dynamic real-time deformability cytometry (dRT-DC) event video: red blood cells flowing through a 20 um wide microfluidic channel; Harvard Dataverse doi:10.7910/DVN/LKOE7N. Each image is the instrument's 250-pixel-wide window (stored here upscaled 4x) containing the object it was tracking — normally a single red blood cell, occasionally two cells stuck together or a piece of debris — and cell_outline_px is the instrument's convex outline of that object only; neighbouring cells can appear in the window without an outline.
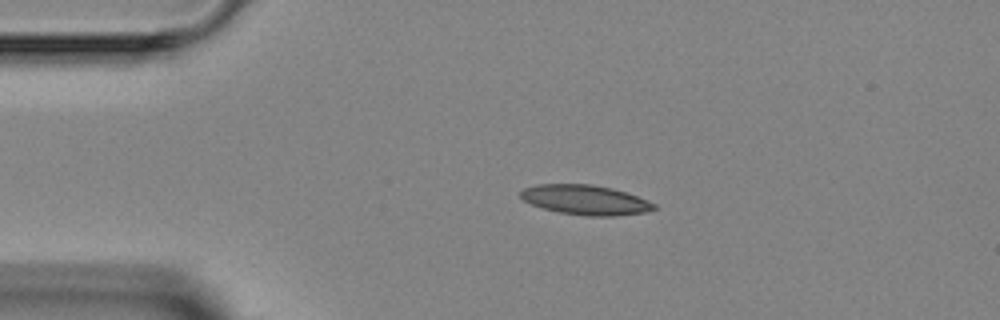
{"species": "Egyptian fruit bat (a non-hibernating species)", "species_latin": "Rousettus aegyptiacus", "temperature_condition": "room temperature", "stored_images_in_passage": 2, "camera_frame_rate_fps": 3000, "um_per_image_px": 0.085, "animal": {"sex": "female"}, "frame": {"image": 1, "passage_image": 1, "time_ms": 0.0, "image_size_px": [1000, 320], "cell_outline_px": [[656, 208], [644, 212], [616, 216], [588, 216], [560, 212], [544, 208], [532, 204], [524, 200], [520, 196], [520, 192], [524, 188], [536, 184], [592, 184], [612, 188], [636, 196], [656, 204]], "centroid_in_image_um": [49.74, 16.98], "position_along_channel_um": 35.3, "area_um2": 22.89}}